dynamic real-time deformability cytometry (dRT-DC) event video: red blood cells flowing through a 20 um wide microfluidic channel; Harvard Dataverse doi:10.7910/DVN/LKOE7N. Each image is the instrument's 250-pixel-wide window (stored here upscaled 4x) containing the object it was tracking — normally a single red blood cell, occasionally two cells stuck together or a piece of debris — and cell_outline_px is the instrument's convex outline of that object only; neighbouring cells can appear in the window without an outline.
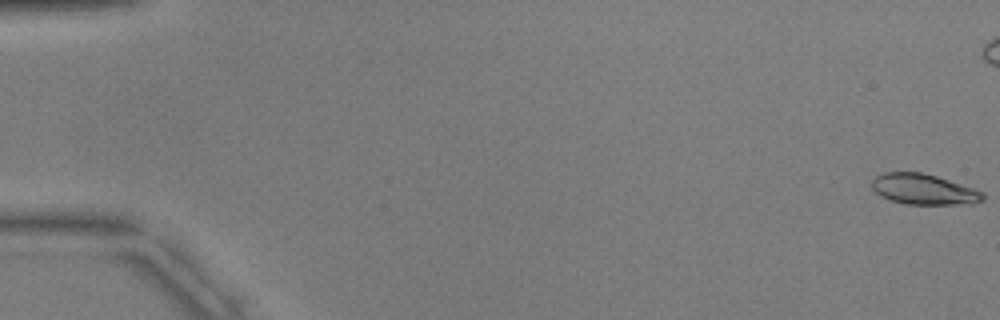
{"species": "common noctule bat (a hibernating species)", "species_latin": "Nyctalus noctula", "temperature_condition": "warm", "stored_images_in_passage": 7, "camera_frame_rate_fps": 3000, "um_per_image_px": 0.085, "animal": {"sex": "male", "body_mass_g": 17.9, "forearm_length_mm": 54.2}, "frame": {"image": 1, "passage_image": 1, "time_ms": 0.0, "image_size_px": [1000, 320], "cell_outline_px": [[984, 200], [972, 204], [908, 204], [888, 200], [880, 196], [872, 188], [872, 180], [876, 176], [884, 172], [920, 172], [936, 176], [984, 192]], "centroid_in_image_um": [78.5, 16.1], "position_along_channel_um": 6.5, "area_um2": 19.71}}
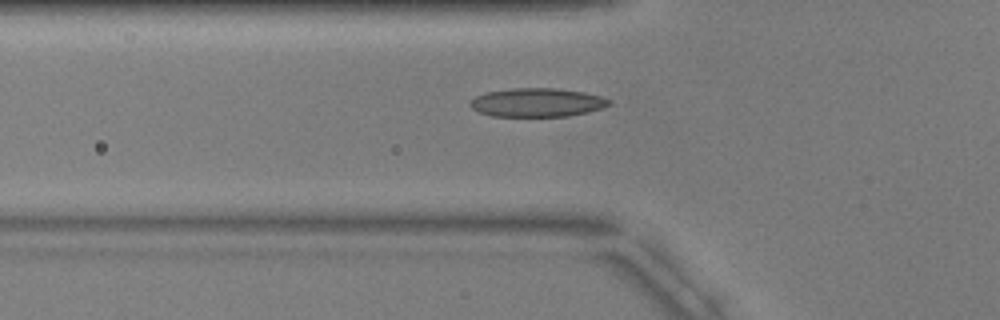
{"frame": {"image": 2, "passage_image": 7, "time_ms": 8.0, "image_size_px": [1000, 320], "cell_outline_px": [[612, 104], [600, 108], [568, 116], [492, 116], [480, 112], [472, 108], [468, 104], [476, 96], [488, 92], [508, 88], [556, 88], [584, 92], [600, 96], [612, 100]], "centroid_in_image_um": [45.65, 8.7], "position_along_channel_um": 80.2, "area_um2": 23.06}}